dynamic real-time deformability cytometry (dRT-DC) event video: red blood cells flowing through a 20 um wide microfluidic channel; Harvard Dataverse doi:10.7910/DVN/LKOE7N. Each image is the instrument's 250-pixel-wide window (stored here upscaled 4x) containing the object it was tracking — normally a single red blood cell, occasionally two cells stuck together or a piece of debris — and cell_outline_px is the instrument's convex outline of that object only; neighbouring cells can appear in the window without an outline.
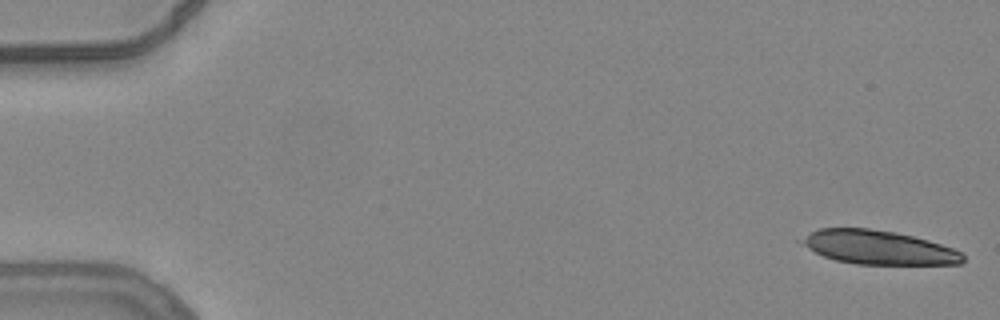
{"species": "common noctule bat (a hibernating species)", "species_latin": "Nyctalus noctula", "temperature_condition": "warm", "stored_images_in_passage": 17, "camera_frame_rate_fps": 3000, "um_per_image_px": 0.085, "animal": {"sex": "female", "body_mass_g": 24.6, "forearm_length_mm": 56.2}, "frame": {"image": 1, "passage_image": 1, "time_ms": 0.0, "image_size_px": [1000, 320], "cell_outline_px": [[964, 260], [960, 264], [856, 264], [836, 260], [824, 256], [808, 248], [796, 240], [820, 228], [868, 228], [896, 232], [928, 240], [964, 252]], "centroid_in_image_um": [74.67, 21.03], "position_along_channel_um": 10.3, "area_um2": 31.73}}